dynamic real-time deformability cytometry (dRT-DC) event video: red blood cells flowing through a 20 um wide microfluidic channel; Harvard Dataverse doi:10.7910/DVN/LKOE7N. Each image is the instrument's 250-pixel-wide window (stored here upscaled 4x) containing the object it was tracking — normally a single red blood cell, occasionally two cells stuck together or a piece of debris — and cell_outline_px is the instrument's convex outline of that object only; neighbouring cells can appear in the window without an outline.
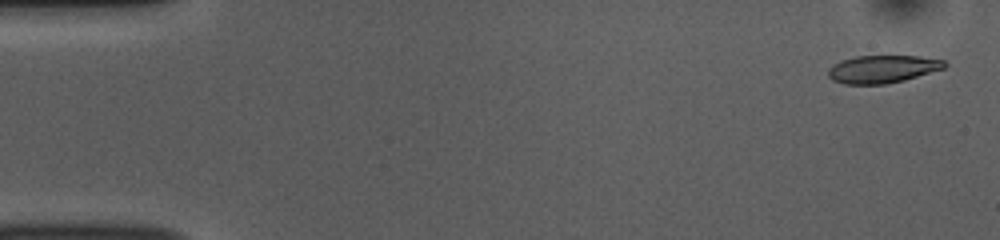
{"species": "common noctule bat (a hibernating species)", "species_latin": "Nyctalus noctula", "temperature_condition": "room temperature", "stored_images_in_passage": 52, "camera_frame_rate_fps": 3000, "um_per_image_px": 0.085, "animal": {"sex": "female", "body_mass_g": 10.0, "forearm_length_mm": 53.1}, "frame": {"image": 1, "passage_image": 2, "time_ms": 0.333, "image_size_px": [1000, 240], "cell_outline_px": [[948, 64], [944, 68], [904, 80], [884, 84], [844, 84], [832, 80], [828, 76], [828, 68], [832, 64], [840, 60], [856, 56], [920, 56], [944, 60]], "centroid_in_image_um": [74.98, 5.86], "position_along_channel_um": 10.0, "area_um2": 18.84}}
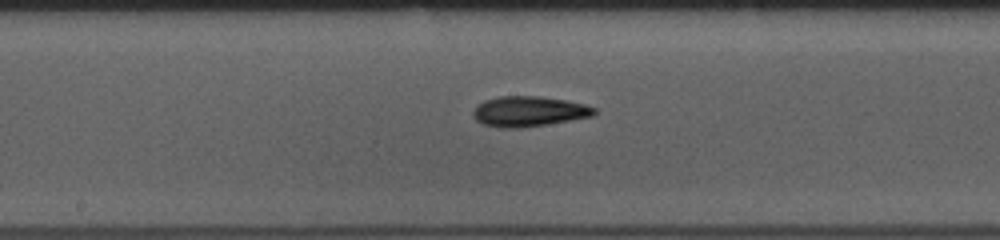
{"frame": {"image": 2, "passage_image": 27, "time_ms": 8.667, "image_size_px": [1000, 240], "cell_outline_px": [[596, 112], [592, 116], [520, 128], [500, 128], [484, 124], [476, 120], [472, 112], [484, 100], [500, 96], [540, 96], [564, 100], [584, 104], [596, 108]], "centroid_in_image_um": [44.94, 9.46], "position_along_channel_um": 203.3, "area_um2": 21.04}}
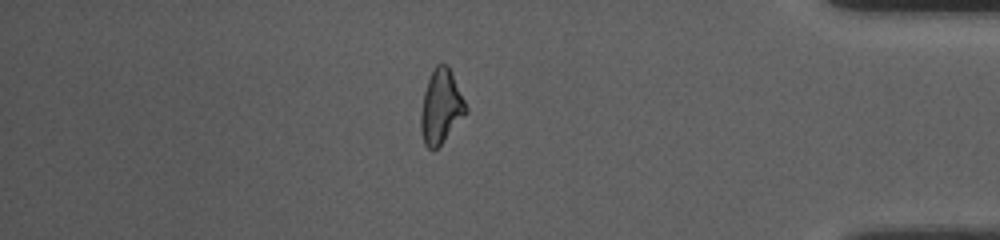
{"frame": {"image": 3, "passage_image": 45, "time_ms": 14.667, "image_size_px": [1000, 240], "cell_outline_px": [[468, 112], [440, 144], [432, 152], [424, 144], [420, 132], [420, 112], [424, 92], [428, 76], [432, 68], [436, 64], [448, 64], [452, 72], [468, 108]], "centroid_in_image_um": [37.46, 9.05], "position_along_channel_um": 397.7, "area_um2": 19.71}, "authors_computed_cell_mechanics": {"area_um2": 19.8254, "velocity_mm_per_s": 3.8079, "shape_relaxation_time_tau1_ms": 3.3021, "shape_relaxation_time_tau2_ms": 4.1453, "deformation_change_tau1": 0.1379, "deformation_change_tau2": 0.1344}}